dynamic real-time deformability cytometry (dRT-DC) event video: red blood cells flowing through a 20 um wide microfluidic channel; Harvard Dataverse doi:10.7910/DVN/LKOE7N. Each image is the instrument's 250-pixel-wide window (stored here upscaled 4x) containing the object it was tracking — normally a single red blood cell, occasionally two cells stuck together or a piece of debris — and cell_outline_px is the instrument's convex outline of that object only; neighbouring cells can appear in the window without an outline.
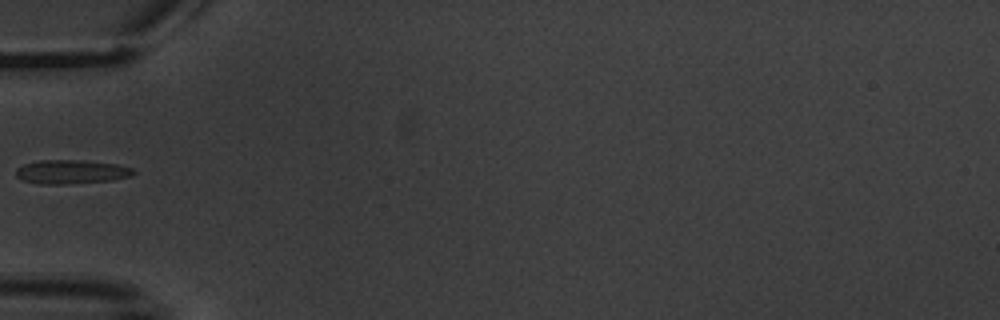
{"species": "common noctule bat (a hibernating species)", "species_latin": "Nyctalus noctula", "temperature_condition": "warm", "stored_images_in_passage": 2, "camera_frame_rate_fps": 3000, "um_per_image_px": 0.085, "animal": {"sex": "male", "body_mass_g": 20.1, "forearm_length_mm": 53.5}, "frame": {"image": 1, "passage_image": 2, "time_ms": 1.0, "image_size_px": [1000, 320], "cell_outline_px": [[136, 172], [132, 176], [112, 180], [64, 184], [40, 184], [24, 180], [16, 176], [16, 168], [24, 164], [40, 160], [84, 160], [116, 164], [132, 168]], "centroid_in_image_um": [6.07, 14.6], "position_along_channel_um": 78.9, "area_um2": 16.36}}